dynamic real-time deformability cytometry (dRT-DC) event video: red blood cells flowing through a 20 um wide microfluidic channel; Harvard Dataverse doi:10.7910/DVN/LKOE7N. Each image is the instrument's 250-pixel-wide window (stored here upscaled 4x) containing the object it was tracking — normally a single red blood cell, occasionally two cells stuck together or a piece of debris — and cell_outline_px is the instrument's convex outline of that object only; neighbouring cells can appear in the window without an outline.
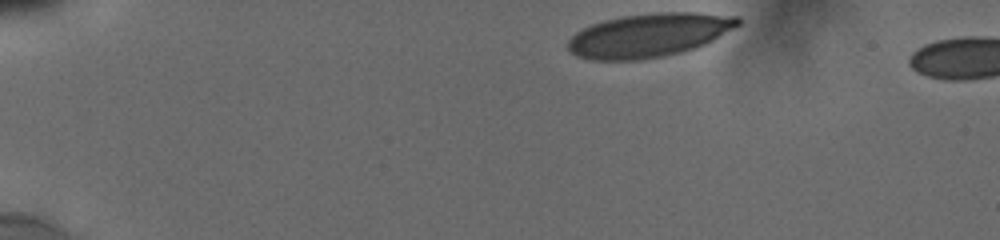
{"species": "human", "species_latin": "Homo sapiens", "temperature_condition": "cold", "stored_images_in_passage": 4, "camera_frame_rate_fps": 3000, "um_per_image_px": 0.085, "donor": {"sex": "male"}, "frame": {"image": 1, "passage_image": 1, "time_ms": 0.0, "image_size_px": [1000, 240], "cell_outline_px": [[740, 24], [712, 40], [696, 48], [664, 56], [640, 60], [588, 60], [576, 56], [568, 48], [568, 40], [576, 32], [592, 24], [604, 20], [624, 16], [660, 12], [696, 12], [736, 16], [740, 20]], "centroid_in_image_um": [55.14, 3.0], "position_along_channel_um": 29.9, "area_um2": 43.06}}